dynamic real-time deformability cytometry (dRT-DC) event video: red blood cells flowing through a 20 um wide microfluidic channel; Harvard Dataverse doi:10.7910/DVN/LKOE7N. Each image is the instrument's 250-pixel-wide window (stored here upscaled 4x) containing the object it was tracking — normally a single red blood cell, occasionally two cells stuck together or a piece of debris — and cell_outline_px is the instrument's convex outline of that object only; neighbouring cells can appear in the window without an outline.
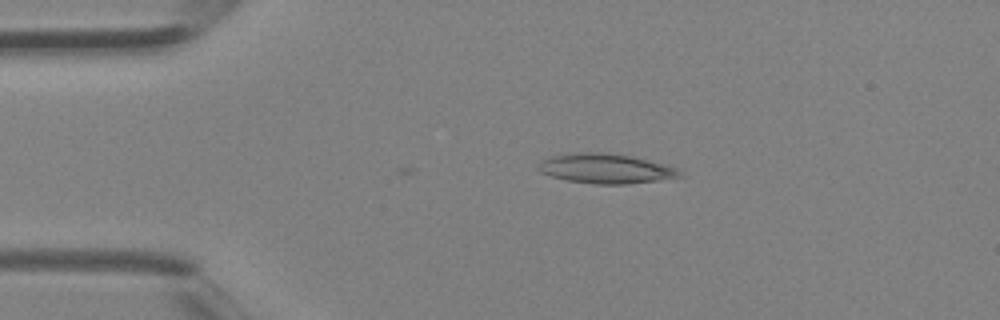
{"species": "Egyptian fruit bat (a non-hibernating species)", "species_latin": "Rousettus aegyptiacus", "temperature_condition": "room temperature", "stored_images_in_passage": 34, "camera_frame_rate_fps": 3000, "um_per_image_px": 0.085, "animal": {"sex": "female"}, "frame": {"image": 1, "passage_image": 3, "time_ms": 0.667, "image_size_px": [1000, 320], "cell_outline_px": [[684, 176], [628, 184], [596, 184], [568, 180], [552, 176], [540, 172], [536, 168], [540, 160], [548, 156], [580, 152], [608, 152], [628, 156], [676, 168]], "centroid_in_image_um": [51.39, 14.32], "position_along_channel_um": 33.6, "area_um2": 24.16}}
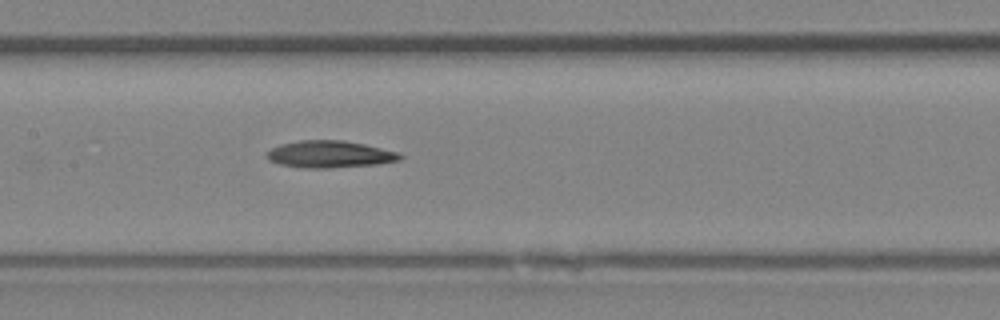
{"frame": {"image": 2, "passage_image": 14, "time_ms": 4.333, "image_size_px": [1000, 320], "cell_outline_px": [[404, 160], [380, 164], [328, 168], [300, 168], [280, 164], [268, 160], [264, 156], [272, 148], [280, 144], [300, 140], [344, 140], [364, 144], [400, 152], [404, 156]], "centroid_in_image_um": [28.08, 13.12], "position_along_channel_um": 179.3, "area_um2": 21.33}}
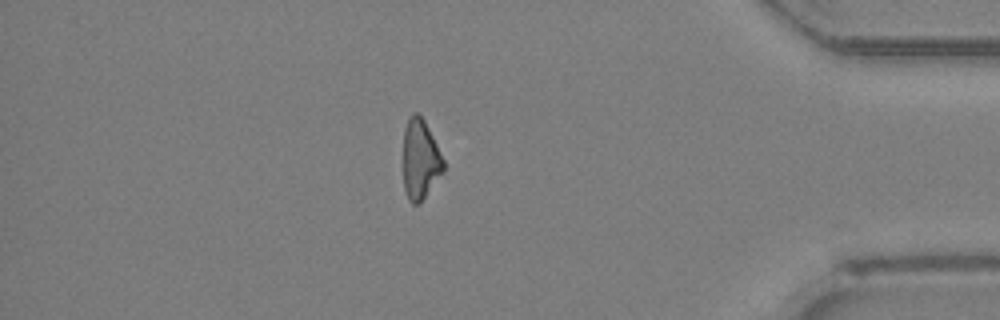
{"frame": {"image": 3, "passage_image": 29, "time_ms": 9.333, "image_size_px": [1000, 320], "cell_outline_px": [[444, 172], [420, 204], [412, 204], [408, 200], [404, 188], [404, 128], [408, 116], [412, 112], [416, 112], [424, 120], [444, 160]], "centroid_in_image_um": [35.72, 13.57], "position_along_channel_um": 399.5, "area_um2": 18.84}}